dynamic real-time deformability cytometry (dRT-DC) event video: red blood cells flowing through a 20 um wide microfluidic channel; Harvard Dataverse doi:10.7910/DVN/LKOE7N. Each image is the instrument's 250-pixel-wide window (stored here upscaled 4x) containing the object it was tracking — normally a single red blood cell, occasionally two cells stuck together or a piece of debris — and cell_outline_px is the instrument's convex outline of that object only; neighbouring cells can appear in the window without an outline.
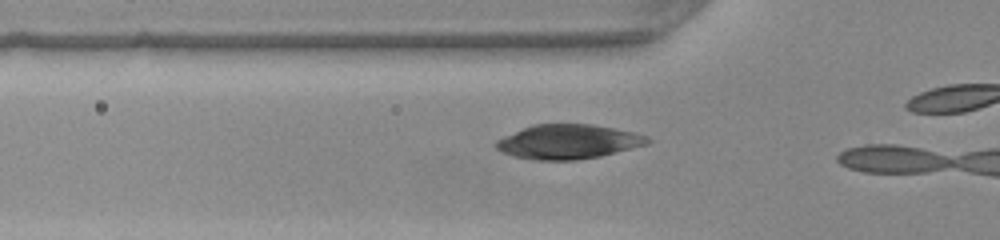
{"species": "common noctule bat (a hibernating species)", "species_latin": "Nyctalus noctula", "temperature_condition": "warm", "stored_images_in_passage": 11, "camera_frame_rate_fps": 3000, "um_per_image_px": 0.085, "animal": {"sex": "female", "body_mass_g": 22.0, "forearm_length_mm": 56.7}, "frame": {"image": 1, "passage_image": 10, "time_ms": 3.0, "image_size_px": [1000, 240], "cell_outline_px": [[652, 140], [648, 144], [600, 156], [576, 160], [536, 160], [512, 156], [496, 148], [496, 140], [504, 136], [532, 124], [592, 124], [632, 132], [648, 136]], "centroid_in_image_um": [48.29, 12.04], "position_along_channel_um": 77.5, "area_um2": 30.23}}